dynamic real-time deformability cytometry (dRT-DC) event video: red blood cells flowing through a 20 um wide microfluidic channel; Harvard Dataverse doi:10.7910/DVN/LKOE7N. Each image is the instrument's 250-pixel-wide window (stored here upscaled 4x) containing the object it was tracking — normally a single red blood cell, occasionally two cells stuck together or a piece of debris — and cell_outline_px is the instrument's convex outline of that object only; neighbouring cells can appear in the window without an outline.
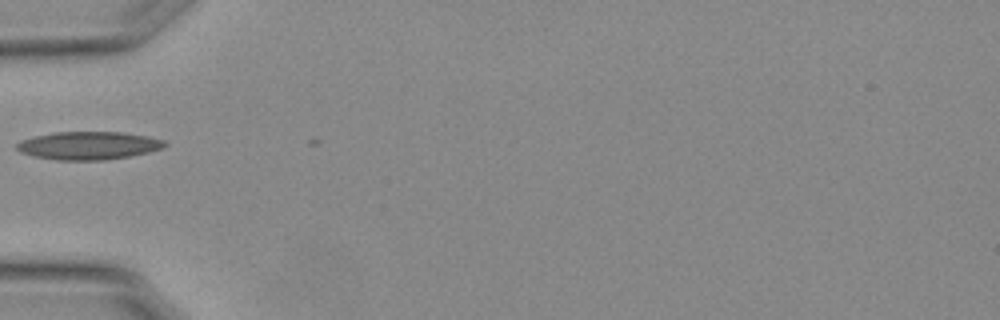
{"species": "Egyptian fruit bat (a non-hibernating species)", "species_latin": "Rousettus aegyptiacus", "temperature_condition": "warm", "stored_images_in_passage": 10, "camera_frame_rate_fps": 3000, "um_per_image_px": 0.085, "animal": {"sex": "female"}, "frame": {"image": 1, "passage_image": 1, "time_ms": 0.0, "image_size_px": [1000, 320], "cell_outline_px": [[168, 144], [164, 148], [148, 152], [128, 156], [104, 160], [56, 160], [36, 156], [20, 152], [16, 148], [16, 144], [20, 140], [36, 136], [56, 132], [124, 132], [148, 136], [164, 140]], "centroid_in_image_um": [7.55, 12.37], "position_along_channel_um": 77.5, "area_um2": 24.1}}